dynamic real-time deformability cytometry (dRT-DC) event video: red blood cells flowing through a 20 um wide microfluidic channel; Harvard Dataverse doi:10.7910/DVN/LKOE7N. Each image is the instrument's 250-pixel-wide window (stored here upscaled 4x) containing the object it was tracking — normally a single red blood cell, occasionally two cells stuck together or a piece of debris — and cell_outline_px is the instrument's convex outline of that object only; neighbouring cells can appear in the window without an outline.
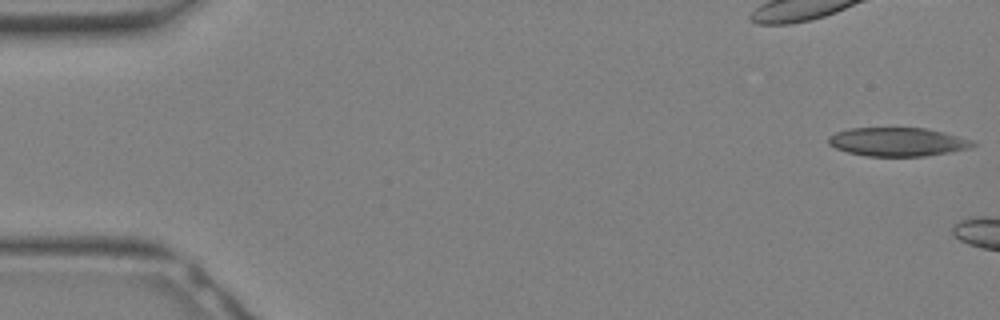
{"species": "Egyptian fruit bat (a non-hibernating species)", "species_latin": "Rousettus aegyptiacus", "temperature_condition": "warm", "stored_images_in_passage": 4, "camera_frame_rate_fps": 3000, "um_per_image_px": 0.085, "animal": {"sex": "female"}, "frame": {"image": 1, "passage_image": 1, "time_ms": 0.0, "image_size_px": [1000, 320], "cell_outline_px": [[976, 144], [972, 148], [924, 156], [864, 156], [848, 152], [836, 148], [828, 144], [828, 136], [836, 132], [848, 128], [928, 128], [944, 132], [972, 140]], "centroid_in_image_um": [76.29, 12.05], "position_along_channel_um": 8.7, "area_um2": 24.16}}